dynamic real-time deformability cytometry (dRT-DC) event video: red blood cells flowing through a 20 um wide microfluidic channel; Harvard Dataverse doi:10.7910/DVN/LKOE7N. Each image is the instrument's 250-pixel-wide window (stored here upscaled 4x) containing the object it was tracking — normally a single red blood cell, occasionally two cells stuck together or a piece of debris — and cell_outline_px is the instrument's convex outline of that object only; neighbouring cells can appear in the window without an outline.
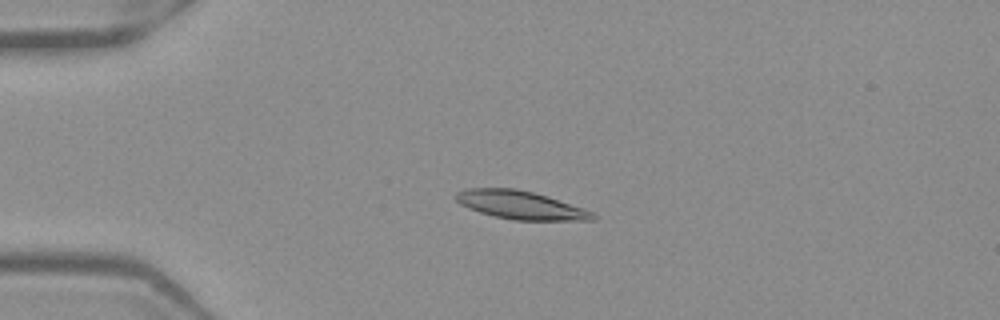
{"species": "Egyptian fruit bat (a non-hibernating species)", "species_latin": "Rousettus aegyptiacus", "temperature_condition": "warm", "stored_images_in_passage": 52, "camera_frame_rate_fps": 3000, "um_per_image_px": 0.085, "frame": {"image": 1, "passage_image": 13, "time_ms": 4.0, "image_size_px": [1000, 320], "cell_outline_px": [[596, 220], [512, 220], [480, 212], [468, 208], [460, 204], [452, 196], [456, 192], [464, 188], [516, 188], [548, 196], [584, 208], [592, 212], [596, 216]], "centroid_in_image_um": [44.21, 17.42], "position_along_channel_um": 40.8, "area_um2": 22.66}}
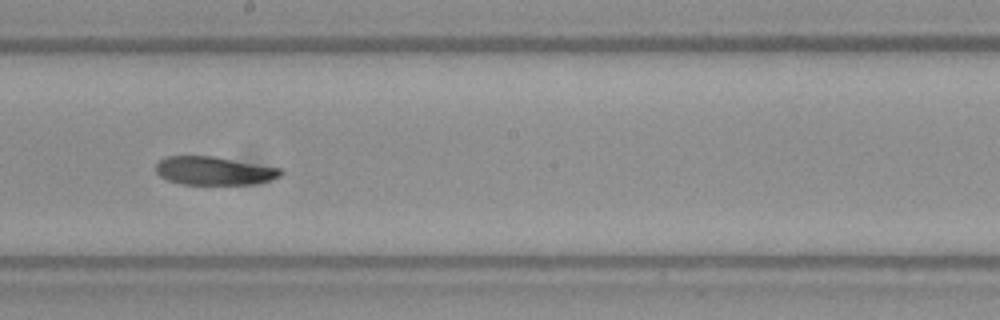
{"frame": {"image": 2, "passage_image": 30, "time_ms": 9.667, "image_size_px": [1000, 320], "cell_outline_px": [[284, 172], [280, 176], [268, 180], [252, 184], [180, 184], [168, 180], [160, 176], [156, 172], [156, 164], [164, 156], [212, 156], [280, 168]], "centroid_in_image_um": [18.15, 14.51], "position_along_channel_um": 230.0, "area_um2": 20.46}}
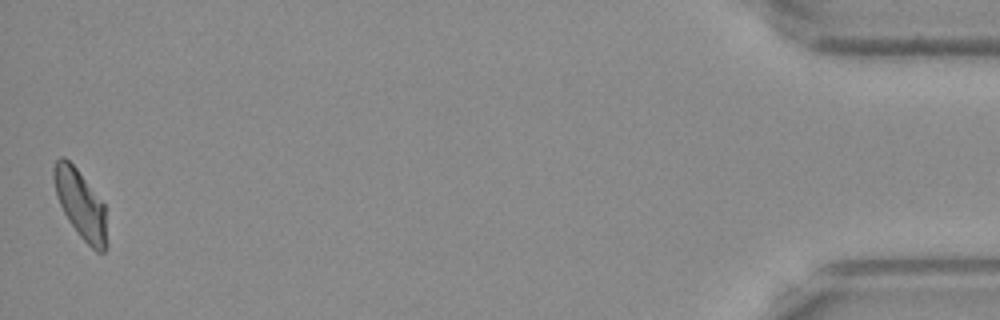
{"frame": {"image": 3, "passage_image": 52, "time_ms": 17.0, "image_size_px": [1000, 320], "cell_outline_px": [[108, 244], [104, 252], [96, 252], [76, 232], [68, 220], [56, 196], [52, 176], [52, 168], [56, 160], [60, 156], [64, 156], [76, 168], [104, 204]], "centroid_in_image_um": [6.83, 17.37], "position_along_channel_um": 428.4, "area_um2": 21.21}, "authors_computed_cell_mechanics": {"area_um2": 21.6461, "velocity_mm_per_s": 3.9204, "shape_relaxation_time_tau1_ms": null, "shape_relaxation_time_tau2_ms": 6.2448, "deformation_change_tau1": null, "deformation_change_tau2": 0.1269}}